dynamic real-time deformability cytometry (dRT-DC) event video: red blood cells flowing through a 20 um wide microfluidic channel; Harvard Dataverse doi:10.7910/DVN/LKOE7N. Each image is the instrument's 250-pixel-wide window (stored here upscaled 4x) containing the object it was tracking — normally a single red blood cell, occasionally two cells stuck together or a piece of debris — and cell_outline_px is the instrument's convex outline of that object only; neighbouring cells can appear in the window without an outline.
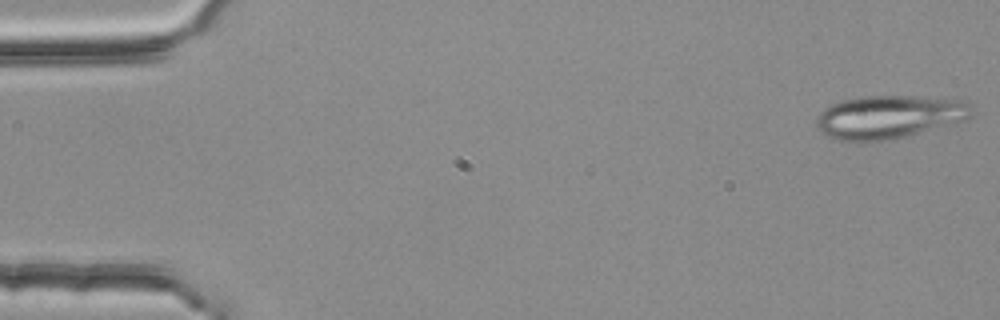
{"species": "common noctule bat (a hibernating species)", "species_latin": "Nyctalus noctula", "temperature_condition": "room temperature", "stored_images_in_passage": 5, "camera_frame_rate_fps": 3000, "um_per_image_px": 0.085, "animal": {"sex": "female", "body_mass_g": 25.1}, "frame": {"image": 1, "passage_image": 1, "time_ms": 0.0, "image_size_px": [1000, 320], "cell_outline_px": [[972, 116], [968, 120], [888, 140], [868, 144], [860, 144], [836, 140], [828, 136], [816, 124], [816, 116], [824, 108], [840, 100], [860, 96], [948, 96], [968, 100]], "centroid_in_image_um": [75.6, 9.93], "position_along_channel_um": 9.4, "area_um2": 40.29}}
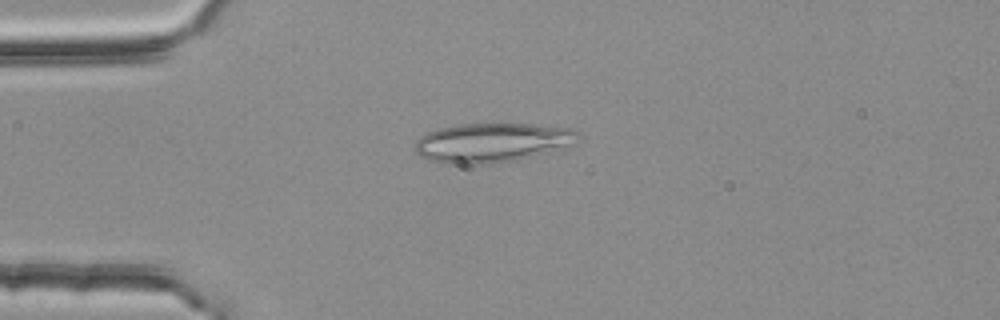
{"frame": {"image": 2, "passage_image": 4, "time_ms": 1.0, "image_size_px": [1000, 320], "cell_outline_px": [[584, 136], [572, 144], [516, 160], [492, 164], [448, 164], [428, 160], [420, 156], [416, 152], [416, 140], [420, 136], [428, 132], [440, 128], [464, 124], [532, 124], [572, 128], [580, 132]], "centroid_in_image_um": [41.83, 12.12], "position_along_channel_um": 43.2, "area_um2": 37.28}}